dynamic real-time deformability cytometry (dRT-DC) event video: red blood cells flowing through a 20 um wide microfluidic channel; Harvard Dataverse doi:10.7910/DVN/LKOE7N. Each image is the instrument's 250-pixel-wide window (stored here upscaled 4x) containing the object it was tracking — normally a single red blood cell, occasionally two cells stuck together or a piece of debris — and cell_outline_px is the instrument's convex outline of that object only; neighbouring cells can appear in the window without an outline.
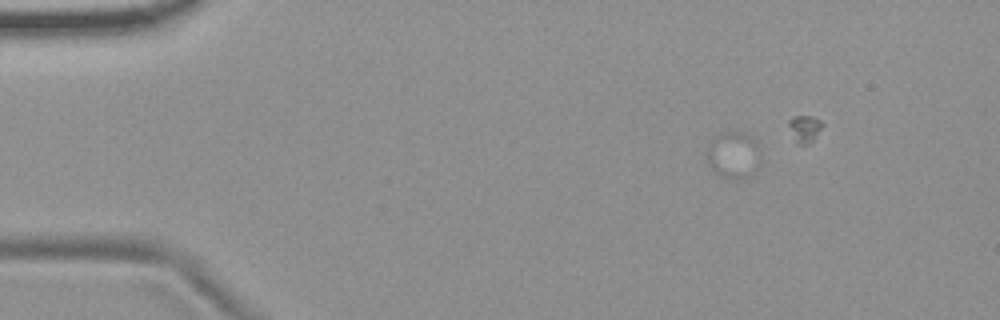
{"species": "common noctule bat (a hibernating species)", "species_latin": "Nyctalus noctula", "temperature_condition": "room temperature", "stored_images_in_passage": 19, "camera_frame_rate_fps": 3000, "um_per_image_px": 0.085, "animal": {"sex": "female", "body_mass_g": 19.9}, "frame": {"image": 1, "passage_image": 9, "time_ms": 2.667, "image_size_px": [1000, 320], "cell_outline_px": [[756, 144], [748, 176], [724, 176], [716, 172], [708, 164], [704, 152], [712, 136], [720, 132], [744, 132], [752, 136], [756, 140]], "centroid_in_image_um": [62.13, 13.03], "position_along_channel_um": 22.9, "area_um2": 13.41}}
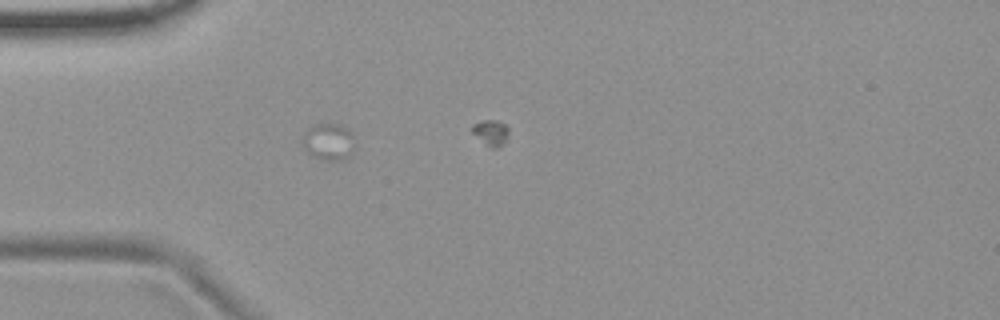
{"frame": {"image": 2, "passage_image": 18, "time_ms": 5.667, "image_size_px": [1000, 320], "cell_outline_px": [[356, 148], [344, 160], [328, 160], [312, 156], [304, 148], [300, 140], [304, 132], [308, 128], [316, 124], [340, 124], [348, 128], [352, 132]], "centroid_in_image_um": [27.94, 12.04], "position_along_channel_um": 57.1, "area_um2": 11.5}}